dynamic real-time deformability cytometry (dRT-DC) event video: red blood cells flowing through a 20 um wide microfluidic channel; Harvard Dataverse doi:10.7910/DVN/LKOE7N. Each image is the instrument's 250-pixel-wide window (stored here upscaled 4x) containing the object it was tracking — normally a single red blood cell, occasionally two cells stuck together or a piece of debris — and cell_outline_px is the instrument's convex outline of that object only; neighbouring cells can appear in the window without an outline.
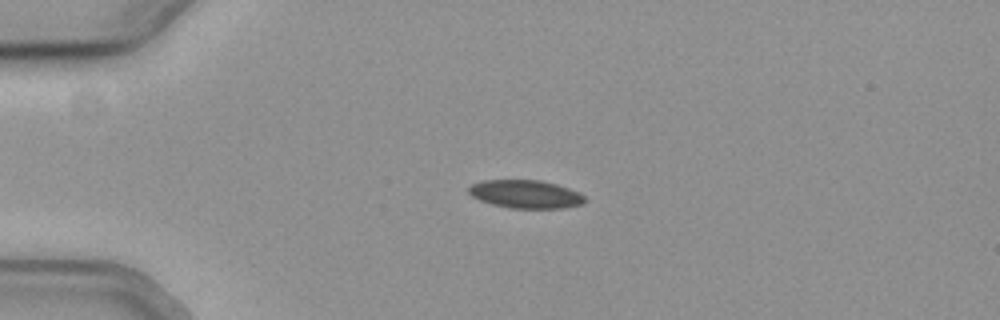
{"species": "common noctule bat (a hibernating species)", "species_latin": "Nyctalus noctula", "temperature_condition": "cold", "stored_images_in_passage": 54, "camera_frame_rate_fps": 3000, "um_per_image_px": 0.085, "animal": {"sex": "female", "body_mass_g": 19.3, "forearm_length_mm": 54.1}, "frame": {"image": 1, "passage_image": 13, "time_ms": 4.0, "image_size_px": [1000, 320], "cell_outline_px": [[584, 200], [580, 204], [564, 208], [508, 208], [492, 204], [480, 200], [472, 196], [468, 192], [468, 188], [472, 184], [484, 180], [540, 180], [556, 184], [580, 192], [584, 196]], "centroid_in_image_um": [44.65, 16.5], "position_along_channel_um": 40.3, "area_um2": 18.96}}
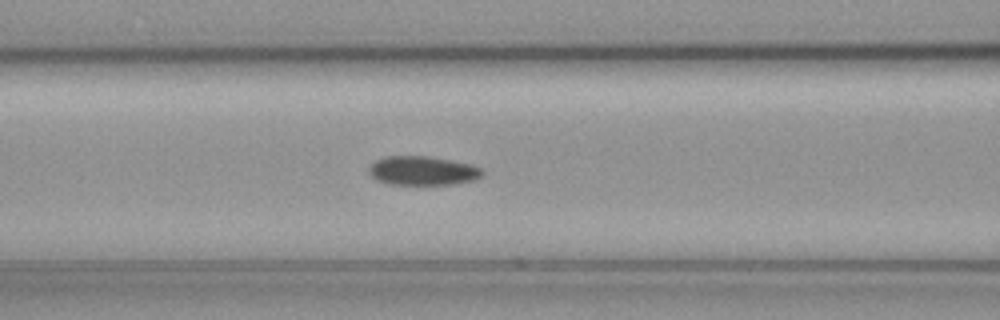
{"frame": {"image": 2, "passage_image": 23, "time_ms": 7.333, "image_size_px": [1000, 320], "cell_outline_px": [[484, 176], [472, 180], [452, 184], [388, 184], [376, 180], [368, 172], [368, 164], [384, 156], [428, 156], [472, 164], [480, 168], [484, 172]], "centroid_in_image_um": [35.89, 14.5], "position_along_channel_um": 130.7, "area_um2": 19.31}}
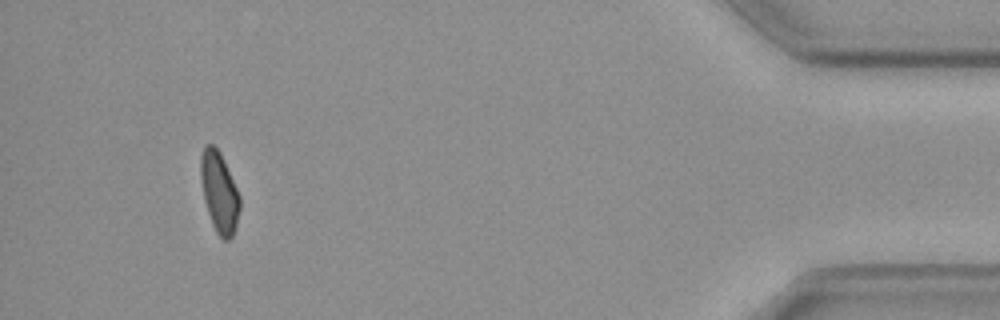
{"frame": {"image": 3, "passage_image": 51, "time_ms": 16.667, "image_size_px": [1000, 320], "cell_outline_px": [[240, 208], [236, 224], [232, 236], [228, 240], [224, 240], [216, 232], [212, 224], [204, 200], [200, 176], [200, 156], [204, 148], [208, 144], [212, 144], [220, 152], [240, 196]], "centroid_in_image_um": [18.63, 16.34], "position_along_channel_um": 416.6, "area_um2": 18.15}, "authors_computed_cell_mechanics": {"area_um2": 19.3052, "velocity_mm_per_s": 3.7972, "shape_relaxation_time_tau1_ms": 10.2346, "shape_relaxation_time_tau2_ms": null, "deformation_change_tau1": 0.1456, "deformation_change_tau2": null}}